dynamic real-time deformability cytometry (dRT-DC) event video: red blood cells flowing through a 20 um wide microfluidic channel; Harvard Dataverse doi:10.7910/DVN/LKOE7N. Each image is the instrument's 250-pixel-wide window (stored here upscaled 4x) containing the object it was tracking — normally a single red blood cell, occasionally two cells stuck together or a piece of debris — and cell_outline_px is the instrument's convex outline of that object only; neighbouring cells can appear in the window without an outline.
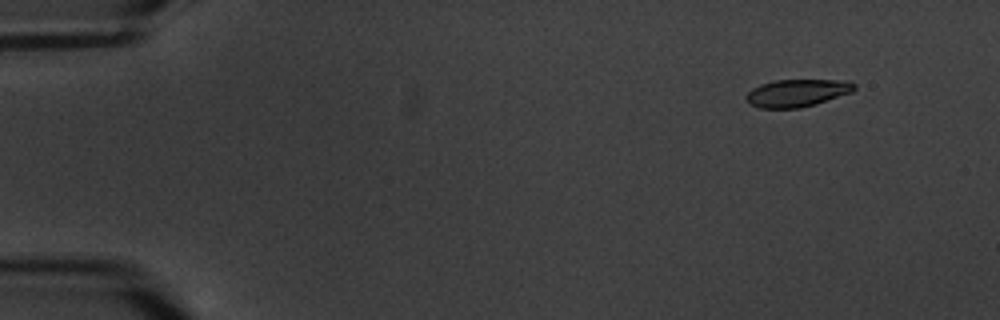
{"species": "common noctule bat (a hibernating species)", "species_latin": "Nyctalus noctula", "temperature_condition": "warm", "stored_images_in_passage": 7, "camera_frame_rate_fps": 3000, "um_per_image_px": 0.085, "animal": {"sex": "male", "body_mass_g": 20.1, "forearm_length_mm": 53.5}, "frame": {"image": 1, "passage_image": 2, "time_ms": 1.333, "image_size_px": [1000, 320], "cell_outline_px": [[856, 88], [852, 92], [816, 104], [800, 108], [760, 108], [752, 104], [744, 96], [752, 88], [760, 84], [776, 80], [848, 80], [856, 84]], "centroid_in_image_um": [67.78, 7.89], "position_along_channel_um": 17.2, "area_um2": 17.34}}
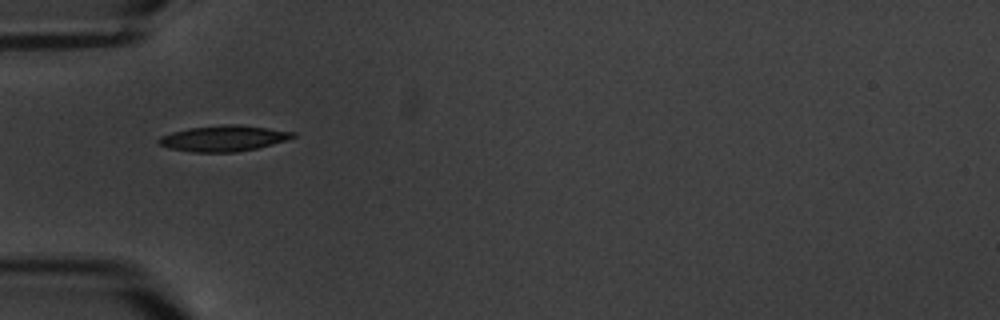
{"frame": {"image": 2, "passage_image": 6, "time_ms": 6.0, "image_size_px": [1000, 320], "cell_outline_px": [[296, 136], [272, 144], [256, 148], [236, 152], [192, 152], [168, 148], [160, 144], [156, 140], [160, 136], [172, 132], [188, 128], [224, 124], [236, 124], [268, 128], [296, 132]], "centroid_in_image_um": [18.97, 11.75], "position_along_channel_um": 66.0, "area_um2": 20.11}}